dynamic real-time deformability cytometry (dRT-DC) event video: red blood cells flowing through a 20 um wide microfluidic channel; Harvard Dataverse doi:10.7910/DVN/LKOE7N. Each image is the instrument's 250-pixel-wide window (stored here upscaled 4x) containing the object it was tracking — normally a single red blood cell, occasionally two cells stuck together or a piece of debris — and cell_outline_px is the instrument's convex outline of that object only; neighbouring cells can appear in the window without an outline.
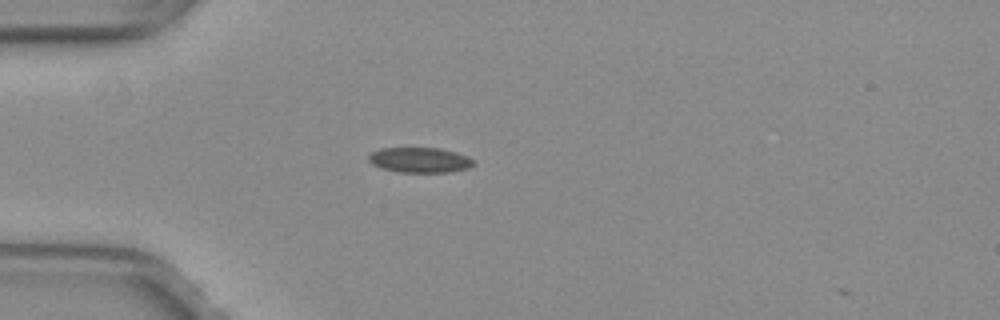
{"species": "common noctule bat (a hibernating species)", "species_latin": "Nyctalus noctula", "temperature_condition": "warm", "stored_images_in_passage": 3, "camera_frame_rate_fps": 3000, "um_per_image_px": 0.085, "animal": {"sex": "female", "body_mass_g": 29.2, "forearm_length_mm": 56.3}, "frame": {"image": 1, "passage_image": 1, "time_ms": 0.0, "image_size_px": [1000, 320], "cell_outline_px": [[476, 164], [468, 168], [448, 172], [396, 172], [380, 168], [372, 164], [368, 160], [368, 156], [372, 152], [380, 148], [440, 148], [456, 152], [468, 156], [476, 160]], "centroid_in_image_um": [35.7, 13.6], "position_along_channel_um": 49.3, "area_um2": 15.61}}